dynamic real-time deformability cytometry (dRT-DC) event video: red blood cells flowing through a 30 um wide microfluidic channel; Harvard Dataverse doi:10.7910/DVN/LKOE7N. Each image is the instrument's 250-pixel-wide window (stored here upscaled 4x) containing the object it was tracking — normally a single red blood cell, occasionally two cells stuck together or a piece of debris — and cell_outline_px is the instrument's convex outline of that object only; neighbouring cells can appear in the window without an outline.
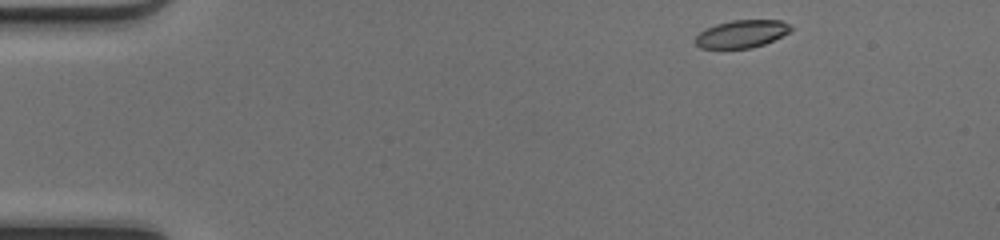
{"species": "common noctule bat (a hibernating species)", "species_latin": "Nyctalus noctula", "temperature_condition": "cold", "stored_images_in_passage": 44, "camera_frame_rate_fps": 3000, "um_per_image_px": 0.085, "animal": {"sex": "female", "body_mass_g": 17.0, "forearm_length_mm": 48.0}, "frame": {"image": 1, "passage_image": 1, "time_ms": 0.0, "image_size_px": [1000, 240], "cell_outline_px": [[792, 28], [788, 32], [764, 44], [752, 48], [700, 48], [696, 44], [696, 36], [704, 28], [716, 24], [732, 20], [780, 20], [788, 24]], "centroid_in_image_um": [63.0, 2.87], "position_along_channel_um": 22.0, "area_um2": 15.2}}
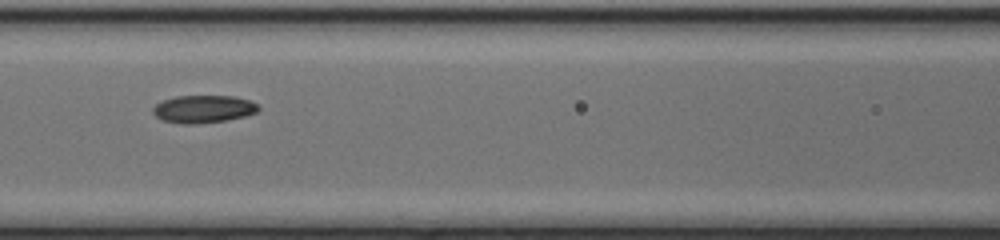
{"frame": {"image": 2, "passage_image": 17, "time_ms": 5.333, "image_size_px": [1000, 240], "cell_outline_px": [[260, 108], [256, 112], [244, 116], [228, 120], [196, 124], [180, 124], [160, 120], [152, 112], [152, 108], [156, 104], [164, 100], [176, 96], [236, 96], [248, 100], [256, 104]], "centroid_in_image_um": [17.25, 9.28], "position_along_channel_um": 149.3, "area_um2": 17.05}}
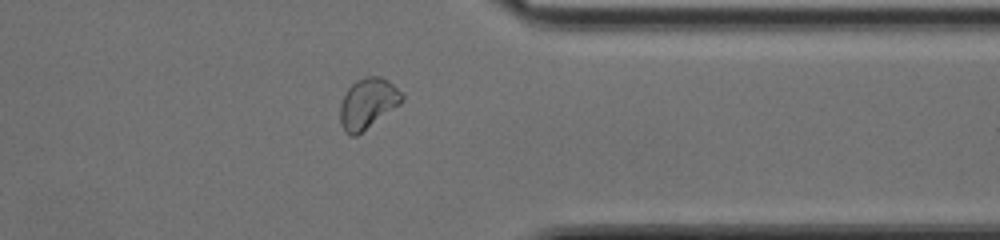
{"frame": {"image": 3, "passage_image": 34, "time_ms": 11.0, "image_size_px": [1000, 240], "cell_outline_px": [[404, 100], [400, 104], [356, 136], [348, 136], [344, 132], [340, 124], [340, 104], [348, 88], [356, 80], [364, 76], [380, 76], [388, 80], [404, 96]], "centroid_in_image_um": [31.24, 8.8], "position_along_channel_um": 380.2, "area_um2": 18.15}, "authors_computed_cell_mechanics": {"area_um2": 16.7909, "velocity_mm_per_s": 4.1951, "shape_relaxation_time_tau1_ms": 5.9666, "shape_relaxation_time_tau2_ms": 2.7368, "deformation_change_tau1": 0.1578, "deformation_change_tau2": 0.0706}}